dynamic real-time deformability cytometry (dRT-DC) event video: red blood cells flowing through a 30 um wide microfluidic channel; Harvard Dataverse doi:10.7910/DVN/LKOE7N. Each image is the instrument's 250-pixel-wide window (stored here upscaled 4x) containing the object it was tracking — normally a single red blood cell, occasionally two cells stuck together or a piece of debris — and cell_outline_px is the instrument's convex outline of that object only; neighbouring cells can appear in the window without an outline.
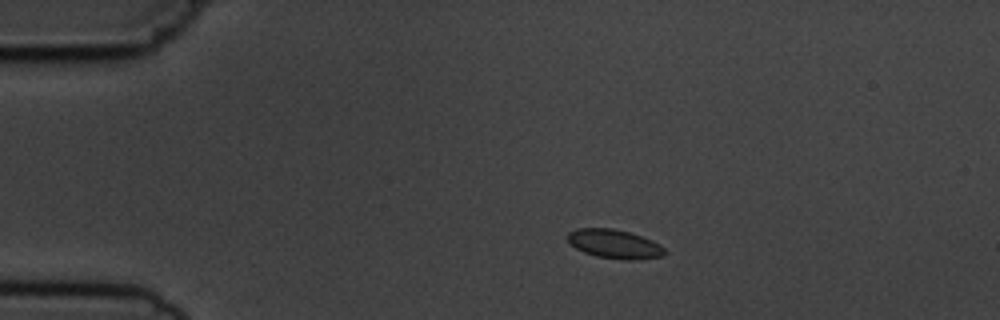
{"species": "common noctule bat (a hibernating species)", "species_latin": "Nyctalus noctula", "temperature_condition": "cold", "stored_images_in_passage": 6, "camera_frame_rate_fps": 3000, "um_per_image_px": 0.085, "animal": {"sex": "male", "body_mass_g": 19.5, "forearm_length_mm": 54.6}, "frame": {"image": 1, "passage_image": 3, "time_ms": 2.333, "image_size_px": [1000, 320], "cell_outline_px": [[668, 252], [664, 256], [640, 260], [624, 260], [596, 256], [584, 252], [568, 244], [568, 232], [576, 228], [612, 228], [628, 232], [652, 240], [660, 244]], "centroid_in_image_um": [52.25, 20.75], "position_along_channel_um": 32.8, "area_um2": 16.59}}
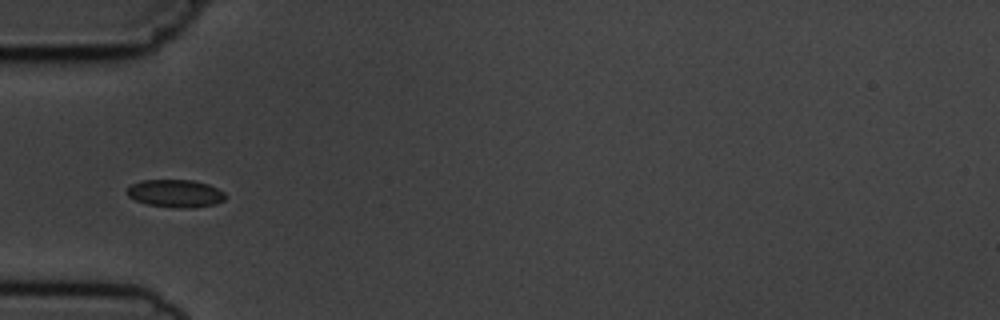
{"frame": {"image": 2, "passage_image": 5, "time_ms": 4.667, "image_size_px": [1000, 320], "cell_outline_px": [[228, 196], [224, 200], [216, 204], [192, 208], [172, 208], [148, 204], [136, 200], [128, 196], [124, 192], [132, 184], [144, 180], [192, 180], [208, 184], [224, 192]], "centroid_in_image_um": [14.93, 16.45], "position_along_channel_um": 70.1, "area_um2": 16.01}}
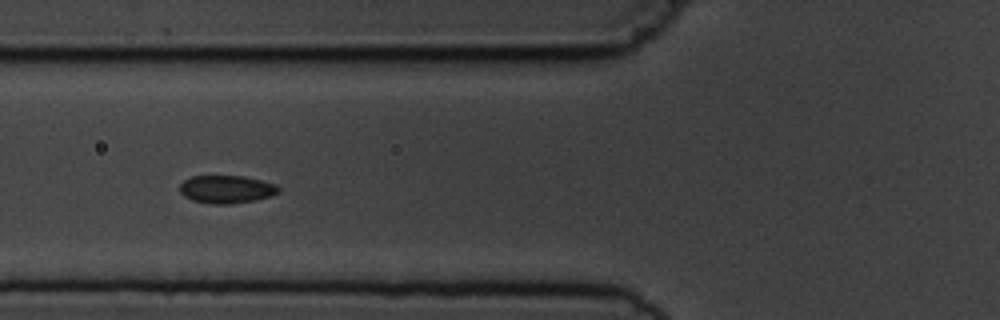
{"frame": {"image": 3, "passage_image": 6, "time_ms": 5.667, "image_size_px": [1000, 320], "cell_outline_px": [[280, 192], [272, 196], [256, 200], [228, 204], [212, 204], [192, 200], [184, 196], [180, 192], [180, 184], [184, 180], [192, 176], [244, 176], [276, 184], [280, 188]], "centroid_in_image_um": [19.27, 16.09], "position_along_channel_um": 106.5, "area_um2": 16.13}}